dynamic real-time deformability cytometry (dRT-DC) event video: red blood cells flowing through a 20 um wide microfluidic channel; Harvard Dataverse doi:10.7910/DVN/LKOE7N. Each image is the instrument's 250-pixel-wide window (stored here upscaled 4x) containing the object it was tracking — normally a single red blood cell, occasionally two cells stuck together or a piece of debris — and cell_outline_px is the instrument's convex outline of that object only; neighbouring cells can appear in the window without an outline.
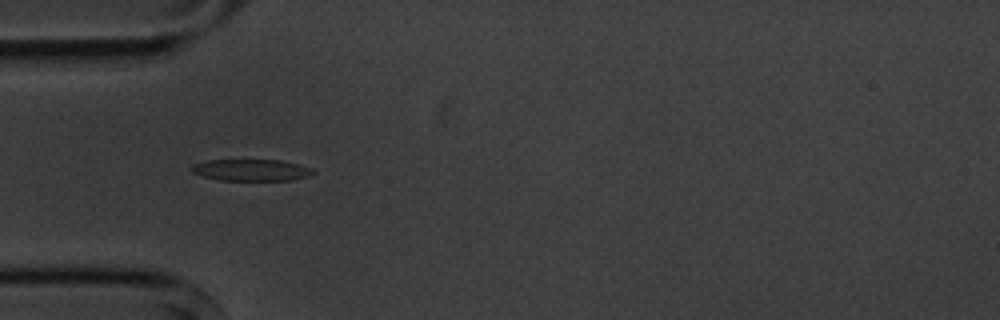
{"species": "common noctule bat (a hibernating species)", "species_latin": "Nyctalus noctula", "temperature_condition": "cold", "stored_images_in_passage": 4, "camera_frame_rate_fps": 3000, "um_per_image_px": 0.085, "animal": {"sex": "male", "body_mass_g": 20.1, "forearm_length_mm": 53.5}, "frame": {"image": 1, "passage_image": 4, "time_ms": 3.667, "image_size_px": [1000, 320], "cell_outline_px": [[316, 172], [308, 176], [292, 180], [220, 180], [204, 176], [192, 172], [192, 164], [208, 160], [280, 160], [300, 164], [312, 168]], "centroid_in_image_um": [21.4, 14.45], "position_along_channel_um": 63.6, "area_um2": 15.26}}